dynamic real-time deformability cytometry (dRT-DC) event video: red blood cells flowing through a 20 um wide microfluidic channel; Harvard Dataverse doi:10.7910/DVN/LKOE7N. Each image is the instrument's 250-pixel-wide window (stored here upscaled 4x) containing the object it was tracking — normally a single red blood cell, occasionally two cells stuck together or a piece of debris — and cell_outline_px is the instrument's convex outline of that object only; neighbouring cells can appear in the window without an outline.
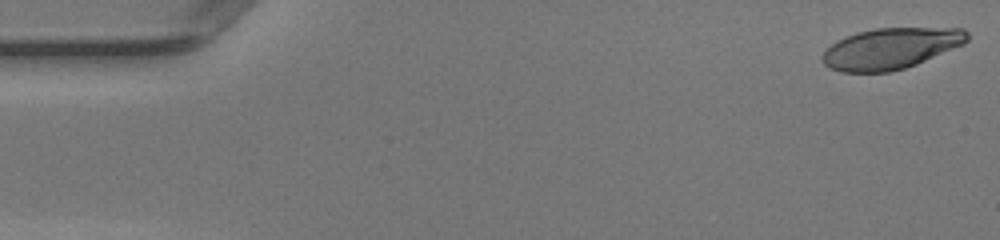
{"species": "human", "species_latin": "Homo sapiens", "temperature_condition": "warm", "stored_images_in_passage": 49, "camera_frame_rate_fps": 3000, "um_per_image_px": 0.085, "donor": {"sex": "female"}, "frame": {"image": 1, "passage_image": 1, "time_ms": 0.0, "image_size_px": [1000, 240], "cell_outline_px": [[968, 40], [964, 44], [916, 64], [904, 68], [888, 72], [840, 72], [824, 64], [820, 60], [820, 56], [836, 40], [856, 32], [876, 28], [964, 28], [968, 32]], "centroid_in_image_um": [75.7, 4.11], "position_along_channel_um": 9.3, "area_um2": 34.62}}
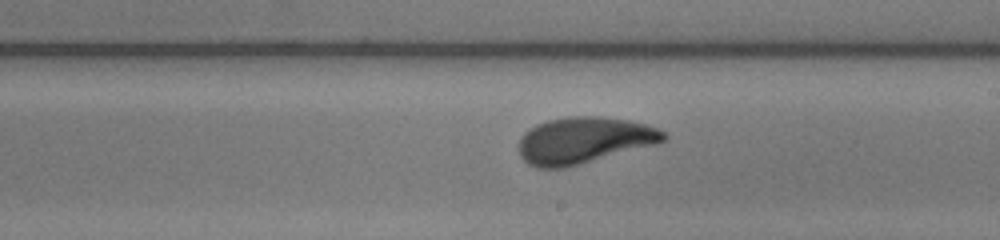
{"frame": {"image": 2, "passage_image": 28, "time_ms": 9.0, "image_size_px": [1000, 240], "cell_outline_px": [[668, 136], [664, 140], [656, 144], [564, 168], [536, 168], [528, 164], [520, 156], [520, 140], [524, 132], [528, 128], [536, 124], [548, 120], [568, 116], [600, 116], [628, 120], [644, 124], [656, 128], [664, 132]], "centroid_in_image_um": [49.6, 11.92], "position_along_channel_um": 239.4, "area_um2": 39.02}}
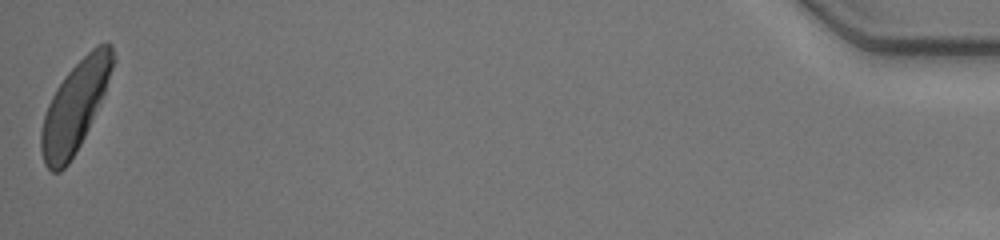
{"frame": {"image": 3, "passage_image": 49, "time_ms": 16.0, "image_size_px": [1000, 240], "cell_outline_px": [[116, 60], [104, 92], [88, 128], [76, 152], [68, 164], [60, 172], [52, 172], [44, 164], [40, 148], [40, 132], [44, 116], [48, 104], [56, 88], [64, 76], [96, 44], [112, 44], [116, 56]], "centroid_in_image_um": [6.36, 9.05], "position_along_channel_um": 428.8, "area_um2": 36.99}, "authors_computed_cell_mechanics": {"area_um2": 38.2058, "velocity_mm_per_s": 4.1558, "shape_relaxation_time_tau1_ms": 5.7712, "shape_relaxation_time_tau2_ms": 1.0978, "deformation_change_tau1": 0.258, "deformation_change_tau2": 0.064}}